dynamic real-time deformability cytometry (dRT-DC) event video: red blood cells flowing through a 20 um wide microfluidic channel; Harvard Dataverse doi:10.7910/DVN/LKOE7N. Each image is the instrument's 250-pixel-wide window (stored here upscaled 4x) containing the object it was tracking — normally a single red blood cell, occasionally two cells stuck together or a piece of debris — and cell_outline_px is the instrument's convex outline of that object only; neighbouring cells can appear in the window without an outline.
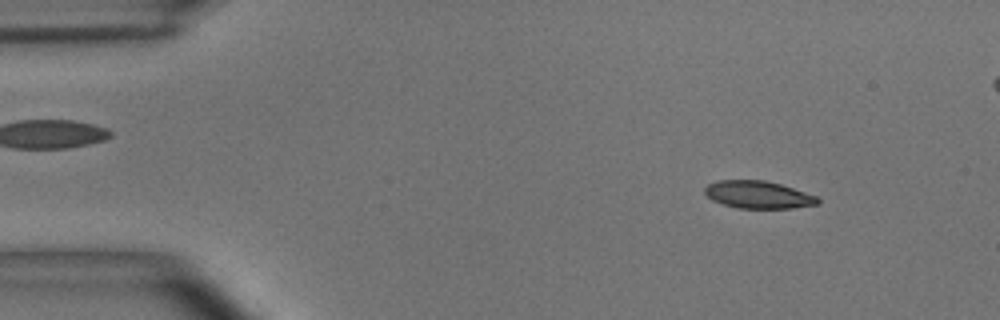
{"species": "common noctule bat (a hibernating species)", "species_latin": "Nyctalus noctula", "temperature_condition": "room temperature", "stored_images_in_passage": 5, "camera_frame_rate_fps": 3000, "um_per_image_px": 0.085, "animal": {"sex": "male", "body_mass_g": 15.6}, "frame": {"image": 1, "passage_image": 1, "time_ms": 0.0, "image_size_px": [1000, 320], "cell_outline_px": [[820, 204], [792, 208], [736, 208], [712, 200], [704, 192], [704, 188], [708, 184], [716, 180], [764, 180], [780, 184], [816, 196], [820, 200]], "centroid_in_image_um": [64.43, 16.55], "position_along_channel_um": 20.6, "area_um2": 18.03}}
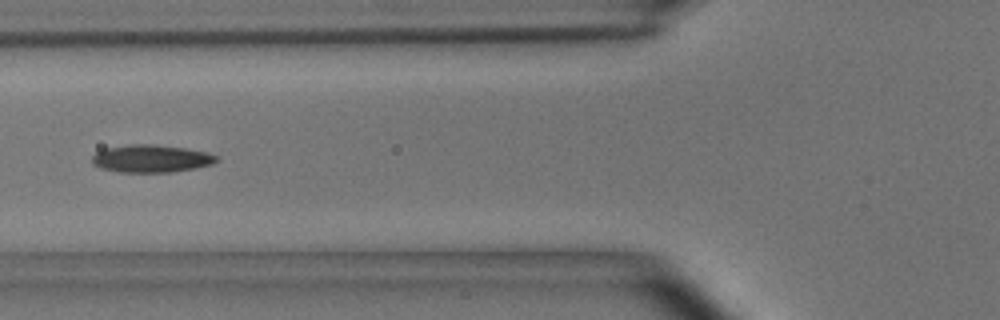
{"frame": {"image": 2, "passage_image": 5, "time_ms": 1.333, "image_size_px": [1000, 320], "cell_outline_px": [[220, 160], [212, 164], [196, 168], [172, 172], [120, 172], [100, 168], [92, 164], [92, 156], [96, 152], [104, 148], [128, 144], [152, 144], [184, 148], [208, 152], [216, 156]], "centroid_in_image_um": [12.84, 13.48], "position_along_channel_um": 113.0, "area_um2": 20.17}}